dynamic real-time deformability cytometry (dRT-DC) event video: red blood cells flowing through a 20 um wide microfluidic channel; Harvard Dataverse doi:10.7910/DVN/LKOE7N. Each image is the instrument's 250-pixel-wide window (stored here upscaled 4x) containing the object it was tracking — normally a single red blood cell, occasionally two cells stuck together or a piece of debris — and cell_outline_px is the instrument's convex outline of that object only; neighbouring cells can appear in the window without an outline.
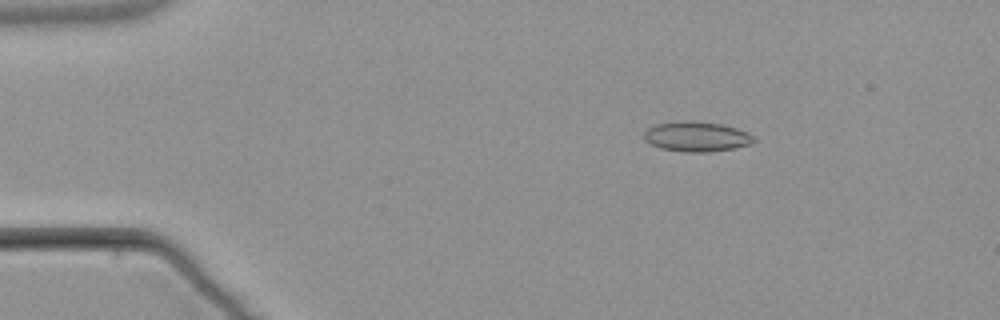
{"species": "common noctule bat (a hibernating species)", "species_latin": "Nyctalus noctula", "temperature_condition": "warm", "stored_images_in_passage": 4, "camera_frame_rate_fps": 3000, "um_per_image_px": 0.085, "animal": {"sex": "male", "body_mass_g": 21.5, "forearm_length_mm": 52.0}, "frame": {"image": 1, "passage_image": 1, "time_ms": 0.0, "image_size_px": [1000, 320], "cell_outline_px": [[756, 140], [748, 144], [732, 148], [708, 152], [684, 152], [660, 148], [644, 140], [644, 132], [648, 128], [656, 124], [684, 120], [692, 120], [720, 124], [736, 128], [748, 132]], "centroid_in_image_um": [59.17, 11.6], "position_along_channel_um": 25.8, "area_um2": 19.07}}
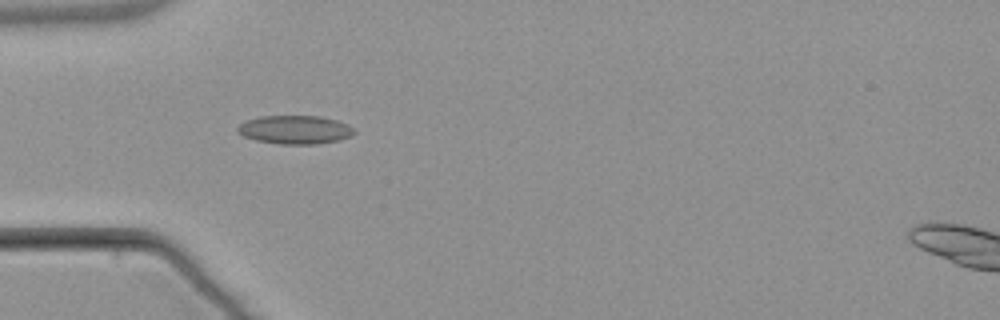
{"frame": {"image": 2, "passage_image": 3, "time_ms": 2.667, "image_size_px": [1000, 320], "cell_outline_px": [[356, 132], [352, 136], [340, 140], [316, 144], [280, 144], [256, 140], [244, 136], [236, 132], [236, 128], [240, 124], [248, 120], [260, 116], [320, 116], [336, 120], [348, 124]], "centroid_in_image_um": [25.09, 11.03], "position_along_channel_um": 59.9, "area_um2": 19.42}}
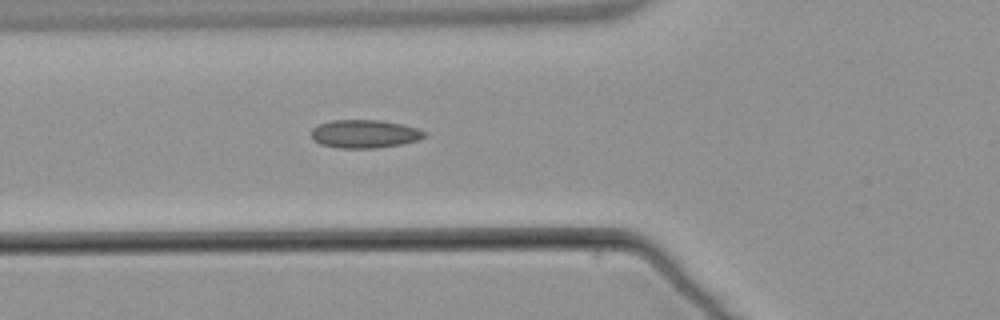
{"frame": {"image": 3, "passage_image": 4, "time_ms": 3.667, "image_size_px": [1000, 320], "cell_outline_px": [[428, 132], [424, 136], [416, 140], [400, 144], [376, 148], [340, 148], [320, 144], [312, 140], [312, 128], [320, 124], [332, 120], [380, 120], [404, 124]], "centroid_in_image_um": [30.97, 11.37], "position_along_channel_um": 94.8, "area_um2": 18.55}}